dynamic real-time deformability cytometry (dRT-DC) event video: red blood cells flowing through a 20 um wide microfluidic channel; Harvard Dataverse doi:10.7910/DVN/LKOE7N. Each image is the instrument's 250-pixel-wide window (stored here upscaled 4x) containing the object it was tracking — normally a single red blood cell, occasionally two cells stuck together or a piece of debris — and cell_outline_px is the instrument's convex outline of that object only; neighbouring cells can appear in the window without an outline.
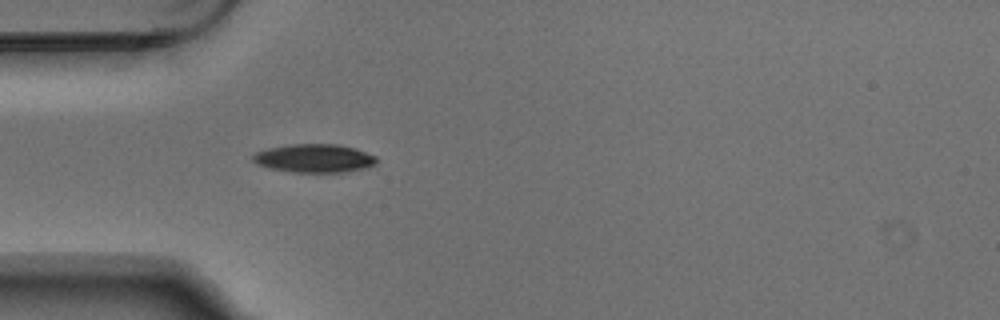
{"species": "Egyptian fruit bat (a non-hibernating species)", "species_latin": "Rousettus aegyptiacus", "temperature_condition": "warm", "stored_images_in_passage": 1, "camera_frame_rate_fps": 3000, "um_per_image_px": 0.085, "animal": {"sex": "male"}, "frame": {"image": 1, "passage_image": 1, "time_ms": 0.0, "image_size_px": [1000, 320], "cell_outline_px": [[376, 164], [368, 168], [344, 172], [292, 172], [272, 168], [256, 164], [252, 160], [252, 156], [256, 152], [268, 148], [288, 144], [336, 144], [356, 148], [376, 156]], "centroid_in_image_um": [26.73, 13.45], "position_along_channel_um": 58.3, "area_um2": 20.58}}